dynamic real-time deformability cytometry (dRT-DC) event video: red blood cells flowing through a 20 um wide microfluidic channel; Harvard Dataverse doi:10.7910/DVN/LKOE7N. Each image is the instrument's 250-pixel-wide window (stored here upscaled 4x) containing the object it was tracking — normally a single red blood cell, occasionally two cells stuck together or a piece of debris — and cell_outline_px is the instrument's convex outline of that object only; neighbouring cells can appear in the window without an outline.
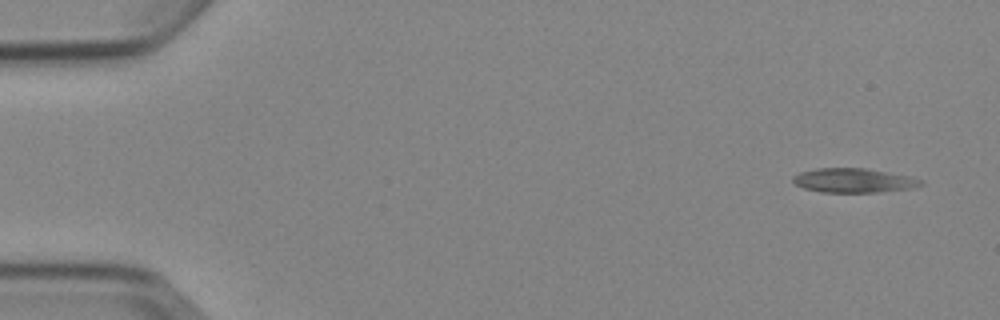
{"species": "Egyptian fruit bat (a non-hibernating species)", "species_latin": "Rousettus aegyptiacus", "temperature_condition": "cold", "stored_images_in_passage": 4, "camera_frame_rate_fps": 3000, "um_per_image_px": 0.085, "animal": {"sex": "female"}, "frame": {"image": 1, "passage_image": 1, "time_ms": 0.0, "image_size_px": [1000, 320], "cell_outline_px": [[924, 184], [912, 188], [880, 192], [820, 192], [804, 188], [796, 184], [792, 180], [792, 176], [800, 172], [816, 168], [864, 168], [888, 172], [908, 176], [924, 180]], "centroid_in_image_um": [72.56, 15.34], "position_along_channel_um": 12.4, "area_um2": 18.09}}
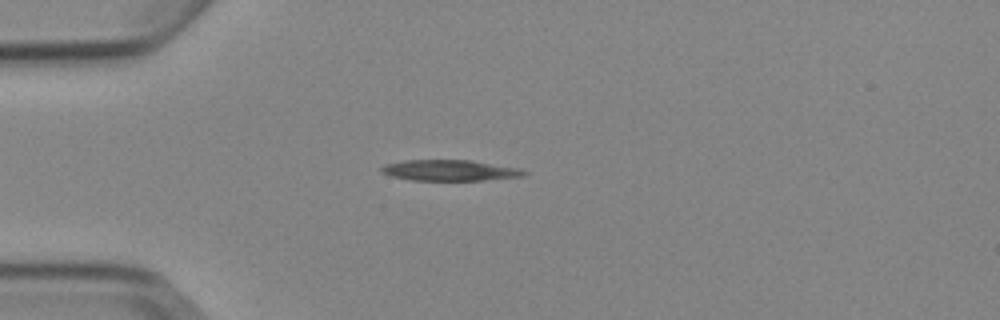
{"frame": {"image": 2, "passage_image": 4, "time_ms": 3.667, "image_size_px": [1000, 320], "cell_outline_px": [[528, 172], [524, 176], [484, 180], [412, 180], [392, 176], [380, 172], [380, 168], [384, 164], [404, 160], [472, 160], [524, 168]], "centroid_in_image_um": [38.29, 14.47], "position_along_channel_um": 46.7, "area_um2": 17.57}}